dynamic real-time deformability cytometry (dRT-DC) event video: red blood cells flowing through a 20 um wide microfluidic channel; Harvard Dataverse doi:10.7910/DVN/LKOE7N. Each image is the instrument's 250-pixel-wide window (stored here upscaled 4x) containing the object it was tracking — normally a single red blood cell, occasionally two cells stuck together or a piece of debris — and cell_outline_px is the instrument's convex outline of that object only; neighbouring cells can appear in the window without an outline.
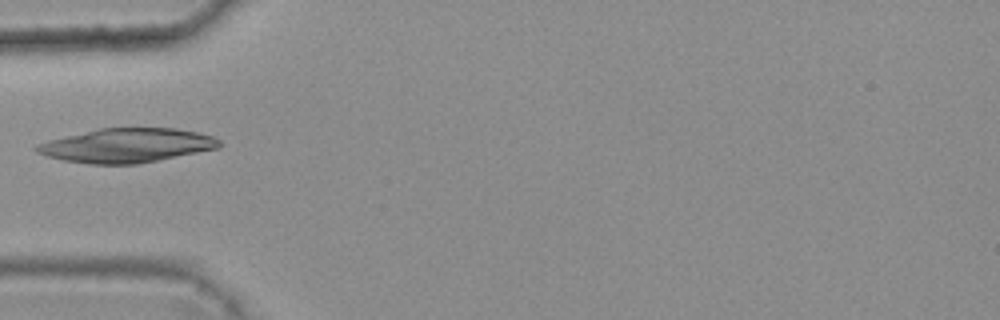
{"species": "common noctule bat (a hibernating species)", "species_latin": "Nyctalus noctula", "temperature_condition": "warm", "stored_images_in_passage": 5, "camera_frame_rate_fps": 3000, "um_per_image_px": 0.085, "animal": {"sex": "female", "body_mass_g": 25.1}, "frame": {"image": 1, "passage_image": 5, "time_ms": 1.333, "image_size_px": [1000, 320], "cell_outline_px": [[220, 148], [136, 164], [88, 164], [64, 160], [48, 156], [36, 152], [32, 148], [36, 144], [48, 140], [100, 128], [176, 128], [200, 132], [212, 136], [220, 140]], "centroid_in_image_um": [10.78, 12.36], "position_along_channel_um": 74.2, "area_um2": 36.3}}